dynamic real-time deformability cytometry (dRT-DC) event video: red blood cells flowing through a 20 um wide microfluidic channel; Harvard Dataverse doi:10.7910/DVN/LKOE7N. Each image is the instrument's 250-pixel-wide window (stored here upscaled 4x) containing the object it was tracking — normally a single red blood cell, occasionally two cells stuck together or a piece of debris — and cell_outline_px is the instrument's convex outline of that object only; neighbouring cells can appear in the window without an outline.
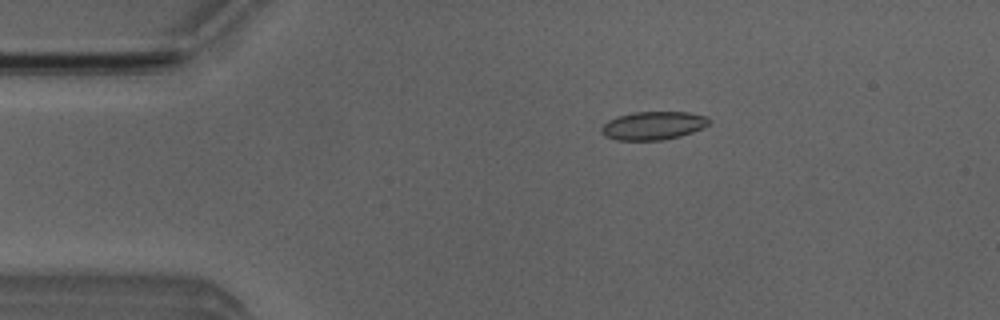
{"species": "Egyptian fruit bat (a non-hibernating species)", "species_latin": "Rousettus aegyptiacus", "temperature_condition": "room temperature", "stored_images_in_passage": 47, "camera_frame_rate_fps": 3000, "um_per_image_px": 0.085, "animal": {"sex": "male"}, "frame": {"image": 1, "passage_image": 9, "time_ms": 2.667, "image_size_px": [1000, 320], "cell_outline_px": [[708, 124], [692, 132], [680, 136], [664, 140], [616, 140], [604, 136], [600, 132], [600, 128], [608, 120], [616, 116], [632, 112], [688, 112], [708, 116]], "centroid_in_image_um": [55.46, 10.67], "position_along_channel_um": 29.5, "area_um2": 17.8}}
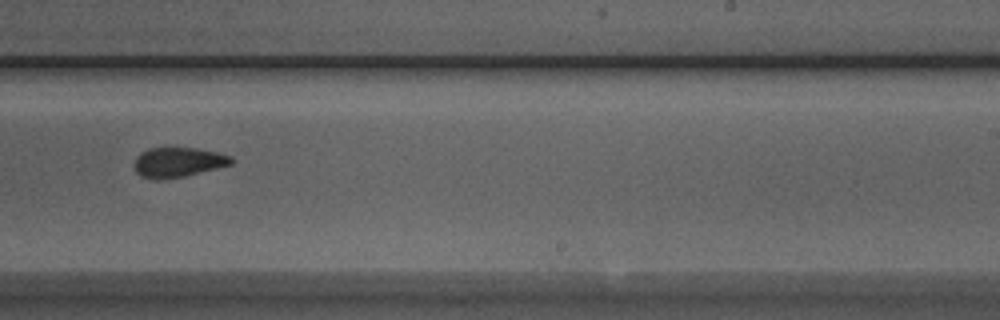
{"frame": {"image": 2, "passage_image": 31, "time_ms": 10.0, "image_size_px": [1000, 320], "cell_outline_px": [[232, 164], [184, 176], [160, 180], [152, 180], [140, 176], [136, 172], [132, 164], [136, 156], [140, 152], [148, 148], [196, 148], [216, 152], [232, 156]], "centroid_in_image_um": [15.06, 13.8], "position_along_channel_um": 273.9, "area_um2": 16.99}}
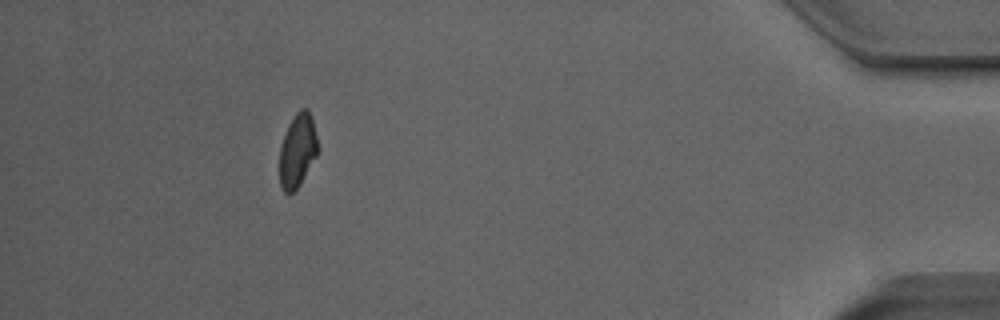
{"frame": {"image": 3, "passage_image": 46, "time_ms": 15.0, "image_size_px": [1000, 320], "cell_outline_px": [[316, 156], [300, 184], [288, 196], [280, 188], [280, 144], [288, 124], [296, 112], [300, 108], [308, 108], [312, 116], [316, 136]], "centroid_in_image_um": [25.26, 12.78], "position_along_channel_um": 409.9, "area_um2": 16.36}, "authors_computed_cell_mechanics": {"area_um2": 17.3978, "velocity_mm_per_s": 3.9931, "shape_relaxation_time_tau1_ms": null, "shape_relaxation_time_tau2_ms": 1.5264, "deformation_change_tau1": null, "deformation_change_tau2": 0.0778}}